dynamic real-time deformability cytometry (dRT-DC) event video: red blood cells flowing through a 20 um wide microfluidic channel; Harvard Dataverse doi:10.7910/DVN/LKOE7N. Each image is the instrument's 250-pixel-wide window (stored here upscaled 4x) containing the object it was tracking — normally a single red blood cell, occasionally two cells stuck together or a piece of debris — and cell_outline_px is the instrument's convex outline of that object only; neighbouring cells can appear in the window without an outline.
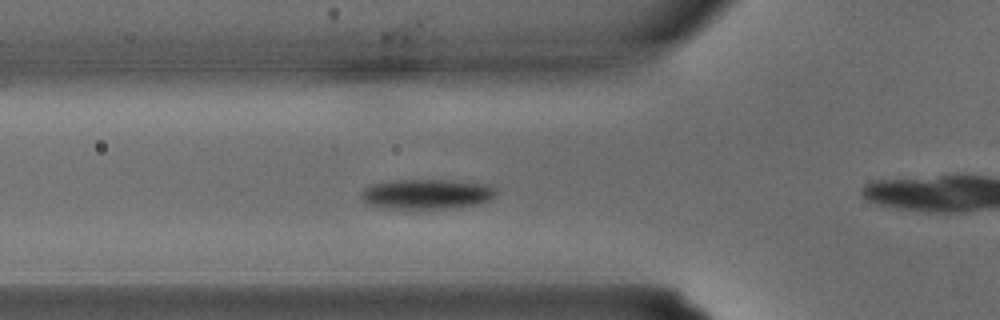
{"species": "common noctule bat (a hibernating species)", "species_latin": "Nyctalus noctula", "temperature_condition": "warm", "stored_images_in_passage": 25, "camera_frame_rate_fps": 3000, "um_per_image_px": 0.085, "animal": {"sex": "male", "body_mass_g": 15.6}, "frame": {"image": 1, "passage_image": 2, "time_ms": 0.333, "image_size_px": [1000, 320], "cell_outline_px": [[496, 192], [488, 200], [476, 204], [460, 208], [388, 208], [368, 204], [360, 196], [364, 188], [372, 184], [400, 180], [444, 180], [484, 184], [492, 188]], "centroid_in_image_um": [36.23, 16.5], "position_along_channel_um": 89.6, "area_um2": 23.0}}
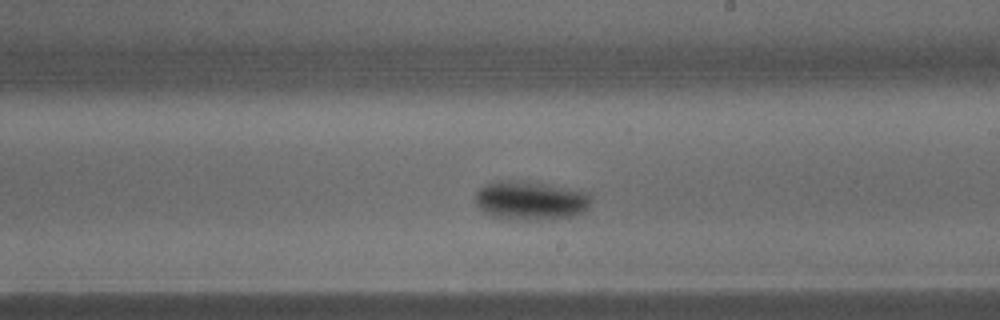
{"frame": {"image": 2, "passage_image": 10, "time_ms": 3.0, "image_size_px": [1000, 320], "cell_outline_px": [[592, 200], [588, 208], [584, 212], [572, 216], [552, 220], [520, 220], [492, 216], [484, 212], [476, 204], [476, 192], [480, 188], [488, 184], [544, 184], [584, 192], [592, 196]], "centroid_in_image_um": [45.17, 17.13], "position_along_channel_um": 243.8, "area_um2": 25.14}}
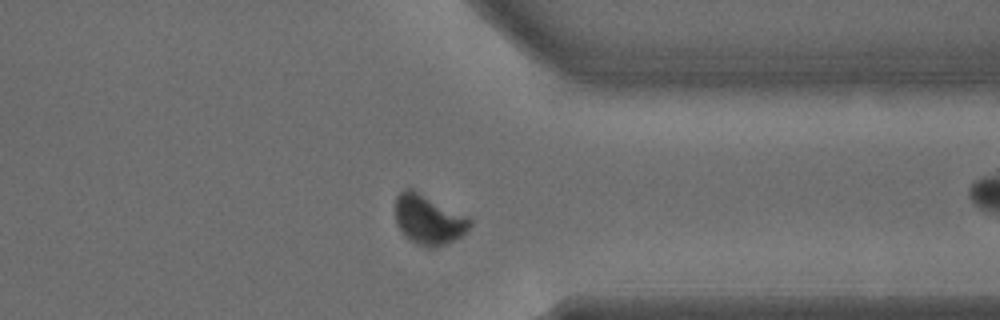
{"frame": {"image": 3, "passage_image": 17, "time_ms": 5.333, "image_size_px": [1000, 320], "cell_outline_px": [[472, 224], [460, 236], [444, 244], [432, 248], [428, 248], [408, 240], [400, 232], [396, 224], [396, 196], [404, 188], [412, 188], [468, 216], [472, 220]], "centroid_in_image_um": [36.39, 18.65], "position_along_channel_um": 375.0, "area_um2": 21.68}}